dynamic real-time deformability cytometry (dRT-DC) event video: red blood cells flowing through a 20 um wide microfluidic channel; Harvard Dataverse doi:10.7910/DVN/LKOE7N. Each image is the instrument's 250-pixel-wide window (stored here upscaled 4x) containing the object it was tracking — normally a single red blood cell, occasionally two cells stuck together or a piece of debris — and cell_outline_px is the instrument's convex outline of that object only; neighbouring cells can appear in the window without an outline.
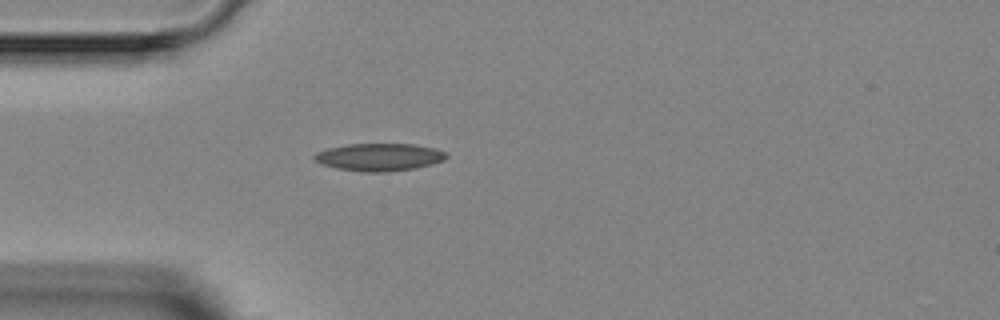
{"species": "Egyptian fruit bat (a non-hibernating species)", "species_latin": "Rousettus aegyptiacus", "temperature_condition": "room temperature", "stored_images_in_passage": 1, "camera_frame_rate_fps": 3000, "um_per_image_px": 0.085, "animal": {"sex": "female"}, "frame": {"image": 1, "passage_image": 1, "time_ms": 0.0, "image_size_px": [1000, 320], "cell_outline_px": [[448, 156], [444, 160], [432, 164], [416, 168], [388, 172], [364, 172], [336, 168], [320, 164], [312, 156], [316, 152], [328, 148], [348, 144], [412, 144], [436, 148], [444, 152]], "centroid_in_image_um": [32.23, 13.36], "position_along_channel_um": 52.8, "area_um2": 21.27}}